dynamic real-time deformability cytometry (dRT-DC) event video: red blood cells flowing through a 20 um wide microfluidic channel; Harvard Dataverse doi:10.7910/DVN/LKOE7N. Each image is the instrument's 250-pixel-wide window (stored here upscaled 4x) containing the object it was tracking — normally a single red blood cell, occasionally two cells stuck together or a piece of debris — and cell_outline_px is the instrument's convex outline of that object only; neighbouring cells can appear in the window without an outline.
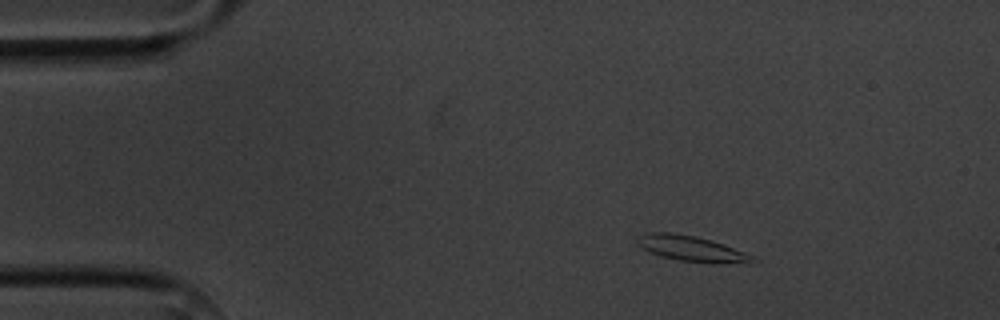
{"species": "common noctule bat (a hibernating species)", "species_latin": "Nyctalus noctula", "temperature_condition": "cold", "stored_images_in_passage": 4, "camera_frame_rate_fps": 3000, "um_per_image_px": 0.085, "animal": {"sex": "male", "body_mass_g": 20.1, "forearm_length_mm": 53.5}, "frame": {"image": 1, "passage_image": 2, "time_ms": 1.333, "image_size_px": [1000, 320], "cell_outline_px": [[756, 260], [680, 260], [660, 256], [640, 248], [636, 244], [636, 236], [648, 232], [672, 232], [712, 240], [724, 244], [744, 252], [752, 256]], "centroid_in_image_um": [58.49, 21.04], "position_along_channel_um": 26.5, "area_um2": 15.9}}